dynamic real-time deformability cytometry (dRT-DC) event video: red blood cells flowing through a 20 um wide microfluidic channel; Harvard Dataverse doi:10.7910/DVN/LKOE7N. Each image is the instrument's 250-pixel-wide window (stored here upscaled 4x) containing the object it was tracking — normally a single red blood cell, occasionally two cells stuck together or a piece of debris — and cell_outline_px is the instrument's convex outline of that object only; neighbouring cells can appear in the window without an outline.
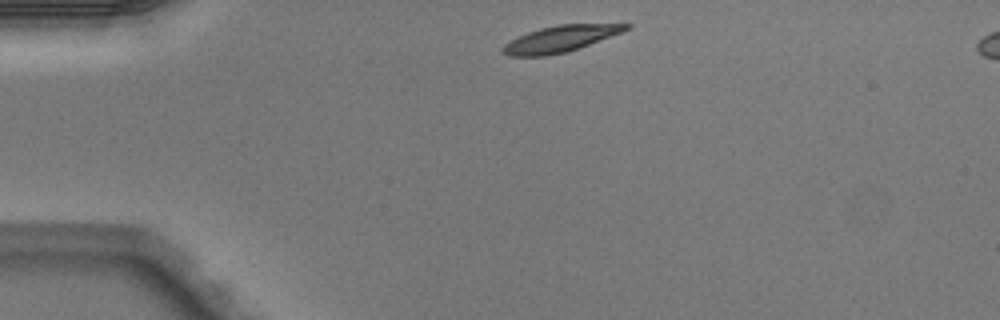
{"species": "Egyptian fruit bat (a non-hibernating species)", "species_latin": "Rousettus aegyptiacus", "temperature_condition": "warm", "stored_images_in_passage": 2, "camera_frame_rate_fps": 3000, "um_per_image_px": 0.085, "animal": {"sex": "male"}, "frame": {"image": 1, "passage_image": 1, "time_ms": 0.0, "image_size_px": [1000, 320], "cell_outline_px": [[632, 24], [628, 28], [620, 32], [588, 44], [564, 52], [544, 56], [508, 56], [500, 48], [504, 44], [528, 32], [540, 28], [556, 24]], "centroid_in_image_um": [47.55, 3.3], "position_along_channel_um": 37.4, "area_um2": 18.26}}